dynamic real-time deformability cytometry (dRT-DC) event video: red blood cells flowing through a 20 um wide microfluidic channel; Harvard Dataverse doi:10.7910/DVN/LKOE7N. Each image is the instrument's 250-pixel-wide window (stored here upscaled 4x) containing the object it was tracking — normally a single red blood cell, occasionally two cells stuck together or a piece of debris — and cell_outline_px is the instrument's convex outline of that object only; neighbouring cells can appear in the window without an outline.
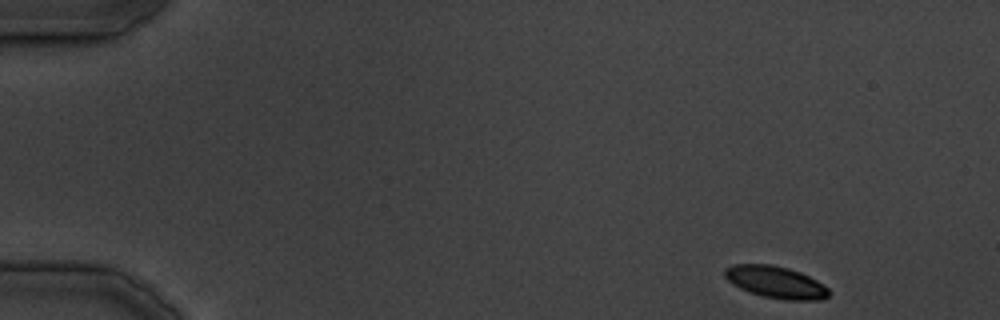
{"species": "common noctule bat (a hibernating species)", "species_latin": "Nyctalus noctula", "temperature_condition": "cold", "stored_images_in_passage": 23, "camera_frame_rate_fps": 3000, "um_per_image_px": 0.085, "animal": {"sex": "male", "body_mass_g": 19.5, "forearm_length_mm": 54.6}, "frame": {"image": 1, "passage_image": 1, "time_ms": 0.0, "image_size_px": [1000, 320], "cell_outline_px": [[832, 292], [828, 296], [820, 300], [784, 300], [764, 296], [748, 292], [732, 284], [724, 276], [724, 268], [732, 264], [772, 264], [788, 268], [800, 272], [816, 280], [828, 288]], "centroid_in_image_um": [65.92, 23.98], "position_along_channel_um": 19.1, "area_um2": 19.54}}
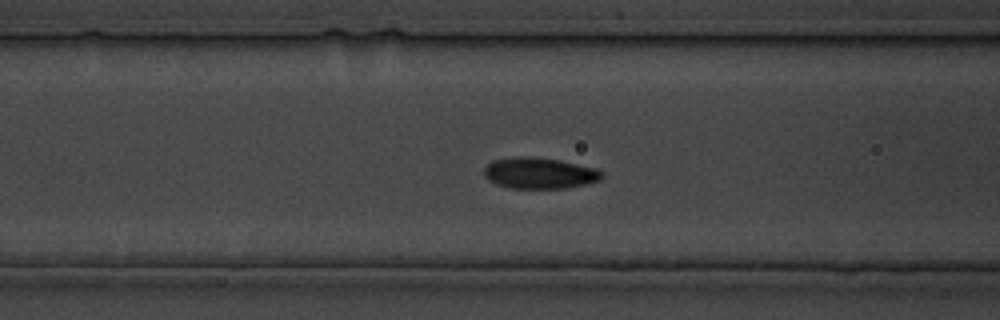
{"frame": {"image": 2, "passage_image": 13, "time_ms": 14.667, "image_size_px": [1000, 320], "cell_outline_px": [[604, 176], [600, 180], [584, 184], [564, 188], [508, 188], [496, 184], [488, 180], [484, 176], [484, 168], [492, 160], [516, 156], [524, 156], [560, 160], [596, 168], [604, 172]], "centroid_in_image_um": [45.84, 14.71], "position_along_channel_um": 120.8, "area_um2": 21.44}}
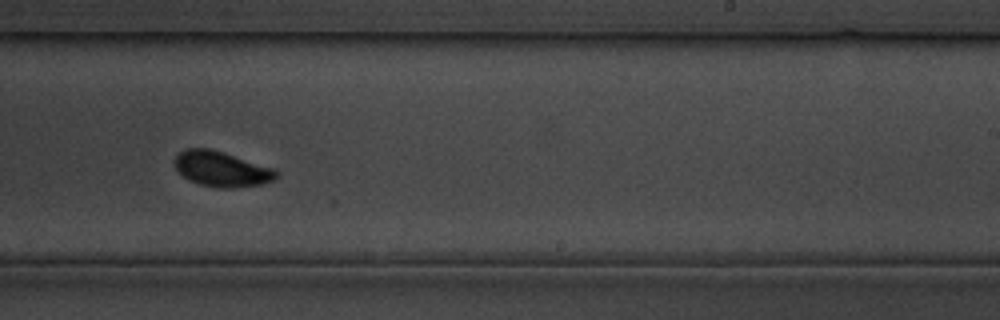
{"frame": {"image": 3, "passage_image": 21, "time_ms": 25.0, "image_size_px": [1000, 320], "cell_outline_px": [[280, 176], [272, 180], [260, 184], [232, 188], [220, 188], [200, 184], [184, 176], [176, 168], [172, 160], [176, 152], [184, 148], [208, 148], [224, 152], [272, 168], [280, 172]], "centroid_in_image_um": [18.8, 14.34], "position_along_channel_um": 270.2, "area_um2": 20.87}}